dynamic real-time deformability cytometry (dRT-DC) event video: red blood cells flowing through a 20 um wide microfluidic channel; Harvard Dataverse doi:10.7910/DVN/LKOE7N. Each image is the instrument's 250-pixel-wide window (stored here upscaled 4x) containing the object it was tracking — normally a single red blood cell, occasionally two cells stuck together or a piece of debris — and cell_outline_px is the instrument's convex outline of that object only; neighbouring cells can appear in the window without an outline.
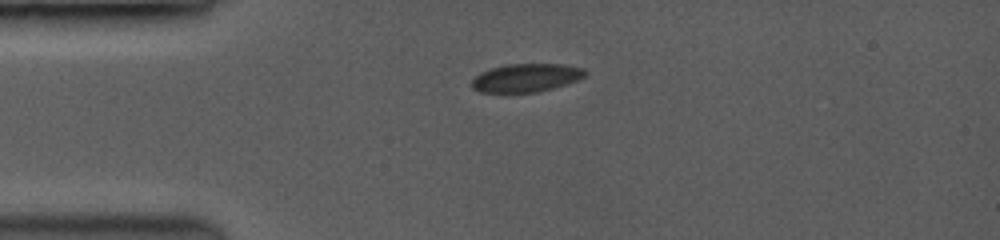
{"species": "common noctule bat (a hibernating species)", "species_latin": "Nyctalus noctula", "temperature_condition": "room temperature", "stored_images_in_passage": 49, "camera_frame_rate_fps": 3500, "um_per_image_px": 0.085, "animal": {"sex": "female", "body_mass_g": 19.0, "forearm_length_mm": 53.3}, "frame": {"image": 1, "passage_image": 1, "time_ms": 0.0, "image_size_px": [1000, 240], "cell_outline_px": [[584, 76], [576, 80], [552, 88], [532, 92], [480, 92], [472, 88], [472, 80], [480, 72], [492, 68], [508, 64], [556, 64], [580, 68], [584, 72]], "centroid_in_image_um": [44.63, 6.61], "position_along_channel_um": 40.4, "area_um2": 18.09}}
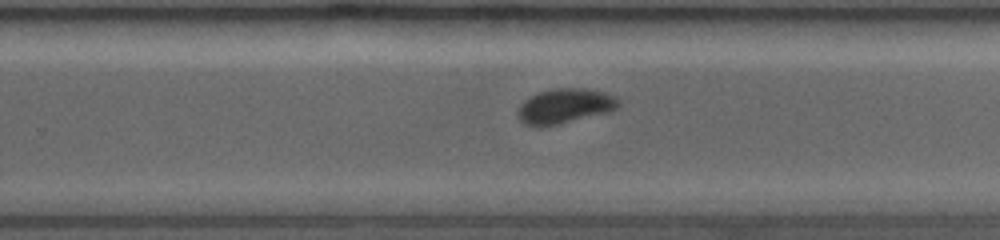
{"frame": {"image": 2, "passage_image": 32, "time_ms": 6.571, "image_size_px": [1000, 240], "cell_outline_px": [[620, 104], [616, 108], [608, 112], [540, 128], [536, 128], [524, 124], [520, 120], [520, 108], [532, 96], [540, 92], [560, 88], [580, 88], [600, 92], [612, 96]], "centroid_in_image_um": [48.0, 9.05], "position_along_channel_um": 281.8, "area_um2": 19.59}}
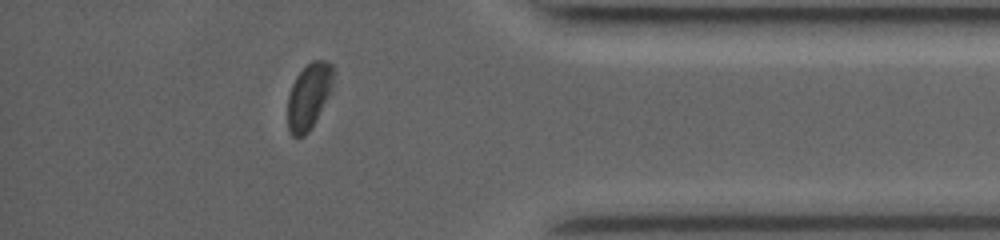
{"frame": {"image": 3, "passage_image": 45, "time_ms": 10.0, "image_size_px": [1000, 240], "cell_outline_px": [[332, 84], [328, 96], [308, 132], [304, 136], [292, 136], [288, 128], [288, 96], [292, 84], [296, 76], [312, 60], [328, 60], [332, 64]], "centroid_in_image_um": [26.23, 8.15], "position_along_channel_um": 409.0, "area_um2": 17.05}, "authors_computed_cell_mechanics": {"area_um2": 19.9988, "velocity_mm_per_s": 4.0722, "shape_relaxation_time_tau1_ms": 4.8566, "shape_relaxation_time_tau2_ms": null, "deformation_change_tau1": 0.0934, "deformation_change_tau2": null}}